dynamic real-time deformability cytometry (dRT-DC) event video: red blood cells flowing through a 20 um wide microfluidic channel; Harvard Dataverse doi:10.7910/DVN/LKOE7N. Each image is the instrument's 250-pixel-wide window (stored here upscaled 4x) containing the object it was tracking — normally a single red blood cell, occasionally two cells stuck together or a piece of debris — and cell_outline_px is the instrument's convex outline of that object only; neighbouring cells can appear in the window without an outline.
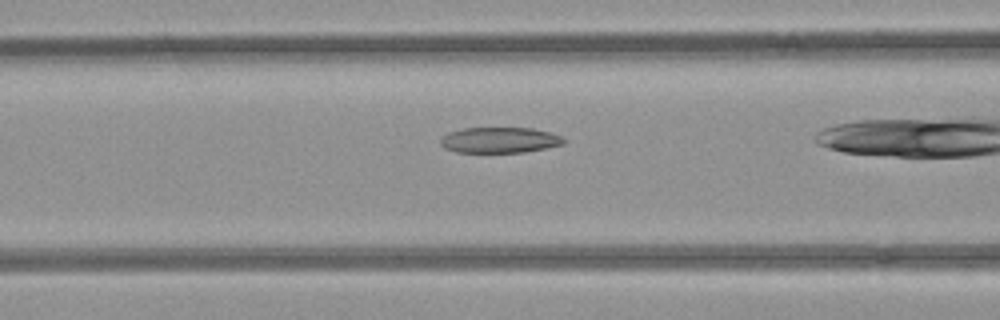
{"species": "common noctule bat (a hibernating species)", "species_latin": "Nyctalus noctula", "temperature_condition": "room temperature", "stored_images_in_passage": 39, "camera_frame_rate_fps": 3000, "um_per_image_px": 0.085, "animal": {"sex": "female", "body_mass_g": 21.9}, "frame": {"image": 1, "passage_image": 19, "time_ms": 6.0, "image_size_px": [1000, 320], "cell_outline_px": [[564, 144], [524, 152], [456, 152], [444, 148], [440, 144], [440, 136], [448, 132], [464, 128], [532, 128], [552, 132], [564, 136]], "centroid_in_image_um": [42.46, 11.9], "position_along_channel_um": 124.1, "area_um2": 18.61}}
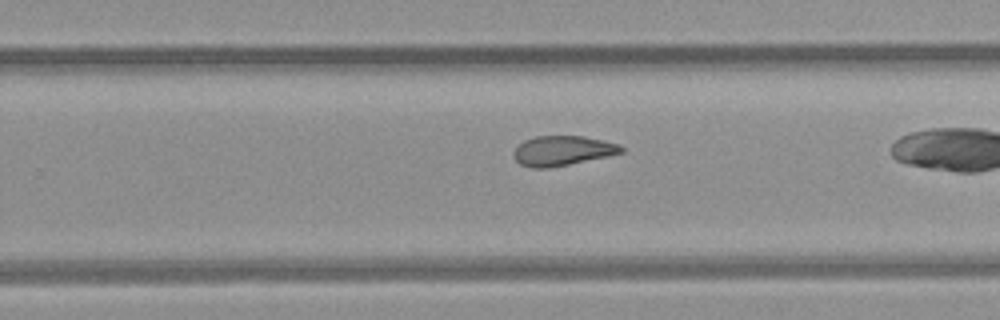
{"frame": {"image": 2, "passage_image": 31, "time_ms": 10.0, "image_size_px": [1000, 320], "cell_outline_px": [[624, 152], [608, 156], [548, 168], [532, 168], [520, 164], [512, 156], [512, 152], [524, 140], [536, 136], [584, 136], [604, 140], [616, 144], [624, 148]], "centroid_in_image_um": [47.79, 12.81], "position_along_channel_um": 282.0, "area_um2": 18.61}}
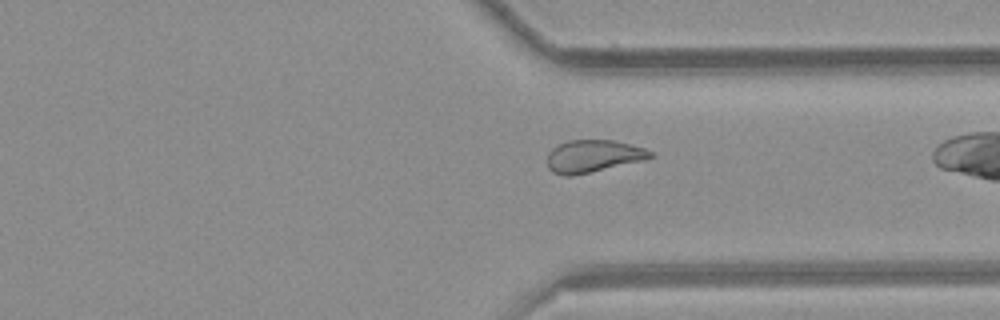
{"frame": {"image": 3, "passage_image": 37, "time_ms": 12.0, "image_size_px": [1000, 320], "cell_outline_px": [[656, 156], [644, 160], [572, 176], [564, 176], [552, 172], [548, 168], [548, 152], [552, 148], [568, 140], [612, 140], [644, 148], [652, 152]], "centroid_in_image_um": [50.41, 13.28], "position_along_channel_um": 361.0, "area_um2": 19.36}}